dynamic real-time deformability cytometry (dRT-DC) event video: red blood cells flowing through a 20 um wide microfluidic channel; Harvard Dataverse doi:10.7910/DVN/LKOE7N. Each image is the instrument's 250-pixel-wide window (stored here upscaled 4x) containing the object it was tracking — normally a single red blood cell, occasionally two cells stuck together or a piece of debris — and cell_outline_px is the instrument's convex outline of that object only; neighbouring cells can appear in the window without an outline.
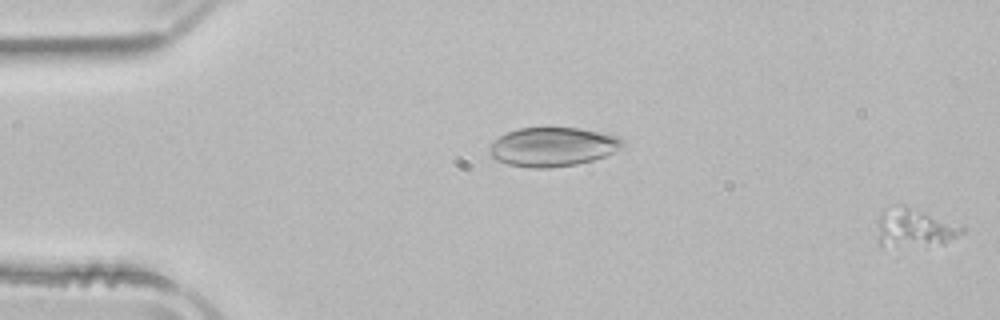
{"species": "common noctule bat (a hibernating species)", "species_latin": "Nyctalus noctula", "temperature_condition": "room temperature", "stored_images_in_passage": 5, "segment_of_instrument_passage": [2, 2], "camera_frame_rate_fps": 3000, "um_per_image_px": 0.085, "animal": {"sex": "male", "body_mass_g": 21.5, "forearm_length_mm": 52.0}, "frame": {"image": 1, "passage_image": 5, "time_ms": 1.333, "image_size_px": [1000, 320], "cell_outline_px": [[968, 228], [964, 232], [944, 244], [880, 244], [876, 220], [880, 212], [884, 208], [900, 204], [904, 204]], "centroid_in_image_um": [77.73, 19.29], "position_along_channel_um": 7.3, "area_um2": 18.67}}